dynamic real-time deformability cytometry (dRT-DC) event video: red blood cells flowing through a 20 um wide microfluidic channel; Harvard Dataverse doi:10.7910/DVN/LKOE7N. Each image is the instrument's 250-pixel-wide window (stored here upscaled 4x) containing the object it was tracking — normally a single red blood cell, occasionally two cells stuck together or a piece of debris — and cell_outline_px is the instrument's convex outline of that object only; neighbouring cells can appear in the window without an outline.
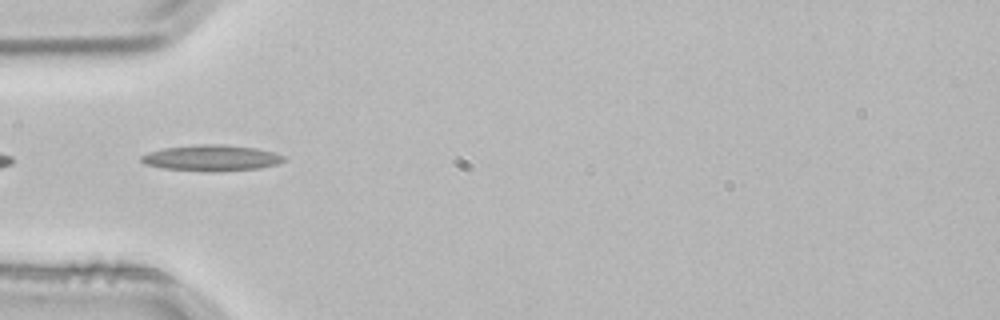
{"species": "common noctule bat (a hibernating species)", "species_latin": "Nyctalus noctula", "temperature_condition": "room temperature", "stored_images_in_passage": 1, "camera_frame_rate_fps": 3000, "um_per_image_px": 0.085, "animal": {"sex": "male", "body_mass_g": 21.5, "forearm_length_mm": 52.0}, "frame": {"image": 1, "passage_image": 1, "time_ms": 0.0, "image_size_px": [1000, 320], "cell_outline_px": [[284, 160], [276, 164], [260, 168], [164, 168], [144, 164], [140, 160], [140, 156], [148, 152], [164, 148], [200, 144], [224, 144], [256, 148], [272, 152], [284, 156]], "centroid_in_image_um": [17.94, 13.36], "position_along_channel_um": 67.1, "area_um2": 20.11}}